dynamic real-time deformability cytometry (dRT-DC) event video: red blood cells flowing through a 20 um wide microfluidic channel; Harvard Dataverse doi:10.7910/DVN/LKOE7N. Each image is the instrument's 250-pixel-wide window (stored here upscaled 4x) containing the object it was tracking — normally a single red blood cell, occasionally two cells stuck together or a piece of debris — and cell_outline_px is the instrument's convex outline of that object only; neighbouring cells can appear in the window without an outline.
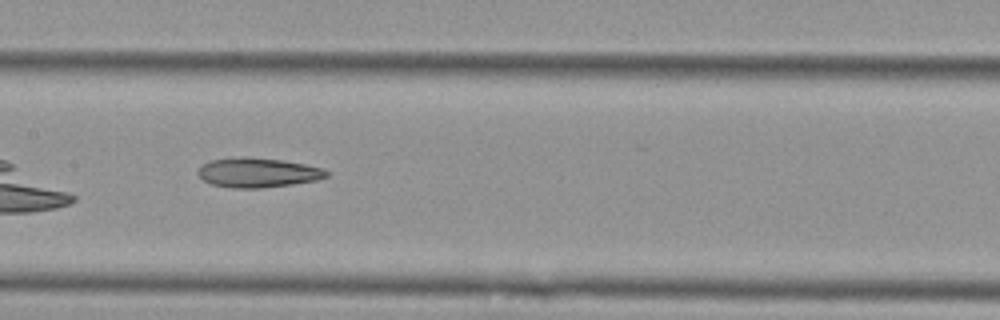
{"species": "Egyptian fruit bat (a non-hibernating species)", "species_latin": "Rousettus aegyptiacus", "temperature_condition": "cold", "stored_images_in_passage": 40, "camera_frame_rate_fps": 3000, "um_per_image_px": 0.085, "animal": {"sex": "female"}, "frame": {"image": 1, "passage_image": 12, "time_ms": 3.667, "image_size_px": [1000, 320], "cell_outline_px": [[328, 176], [316, 180], [292, 184], [260, 188], [232, 188], [212, 184], [204, 180], [200, 176], [200, 168], [204, 164], [212, 160], [244, 156], [248, 156], [284, 160], [324, 168], [328, 172]], "centroid_in_image_um": [21.96, 14.66], "position_along_channel_um": 185.4, "area_um2": 21.96}}